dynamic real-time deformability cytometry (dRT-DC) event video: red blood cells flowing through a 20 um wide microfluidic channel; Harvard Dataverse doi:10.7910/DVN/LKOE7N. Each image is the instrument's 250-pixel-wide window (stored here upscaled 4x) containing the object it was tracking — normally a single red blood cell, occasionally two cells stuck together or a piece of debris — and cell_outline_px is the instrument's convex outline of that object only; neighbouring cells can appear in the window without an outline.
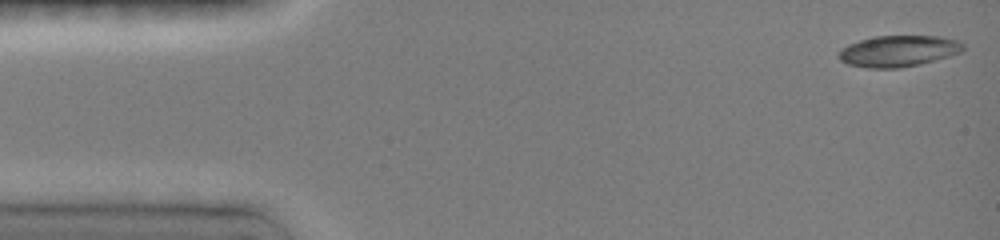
{"species": "common noctule bat (a hibernating species)", "species_latin": "Nyctalus noctula", "temperature_condition": "room temperature", "stored_images_in_passage": 76, "camera_frame_rate_fps": 3000, "um_per_image_px": 0.085, "animal": {"sex": "female", "body_mass_g": 19.0, "forearm_length_mm": 51.5}, "frame": {"image": 1, "passage_image": 1, "time_ms": 0.0, "image_size_px": [1000, 240], "cell_outline_px": [[964, 48], [960, 52], [948, 56], [920, 64], [900, 68], [868, 68], [848, 64], [840, 60], [836, 56], [840, 48], [848, 44], [860, 40], [876, 36], [940, 36], [960, 40], [964, 44]], "centroid_in_image_um": [76.34, 4.33], "position_along_channel_um": 8.7, "area_um2": 22.77}}
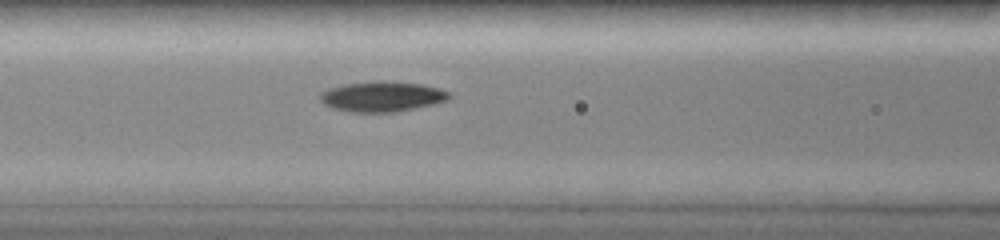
{"frame": {"image": 2, "passage_image": 30, "time_ms": 6.0, "image_size_px": [1000, 240], "cell_outline_px": [[448, 100], [416, 108], [396, 112], [352, 112], [332, 108], [324, 104], [320, 100], [320, 92], [328, 88], [344, 84], [420, 84], [436, 88], [448, 92]], "centroid_in_image_um": [32.41, 8.27], "position_along_channel_um": 134.2, "area_um2": 21.5}}
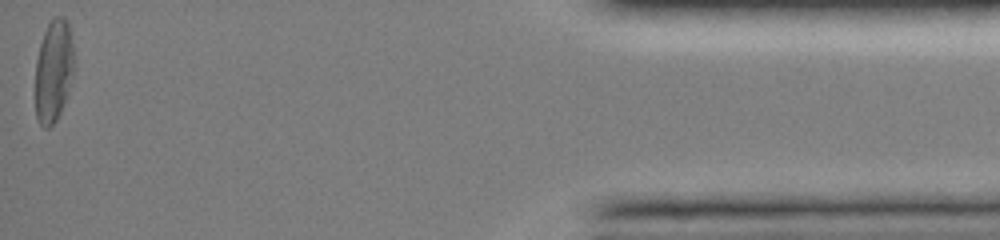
{"frame": {"image": 3, "passage_image": 75, "time_ms": 15.333, "image_size_px": [1000, 240], "cell_outline_px": [[72, 72], [68, 88], [60, 112], [56, 120], [48, 128], [44, 128], [40, 124], [36, 116], [36, 60], [40, 44], [44, 32], [52, 16], [60, 16], [68, 24], [72, 44]], "centroid_in_image_um": [4.52, 6.01], "position_along_channel_um": 430.7, "area_um2": 22.37}, "authors_computed_cell_mechanics": {"area_um2": 21.9062, "velocity_mm_per_s": 3.9999, "shape_relaxation_time_tau1_ms": 4.2215, "shape_relaxation_time_tau2_ms": null, "deformation_change_tau1": 0.1601, "deformation_change_tau2": null}}